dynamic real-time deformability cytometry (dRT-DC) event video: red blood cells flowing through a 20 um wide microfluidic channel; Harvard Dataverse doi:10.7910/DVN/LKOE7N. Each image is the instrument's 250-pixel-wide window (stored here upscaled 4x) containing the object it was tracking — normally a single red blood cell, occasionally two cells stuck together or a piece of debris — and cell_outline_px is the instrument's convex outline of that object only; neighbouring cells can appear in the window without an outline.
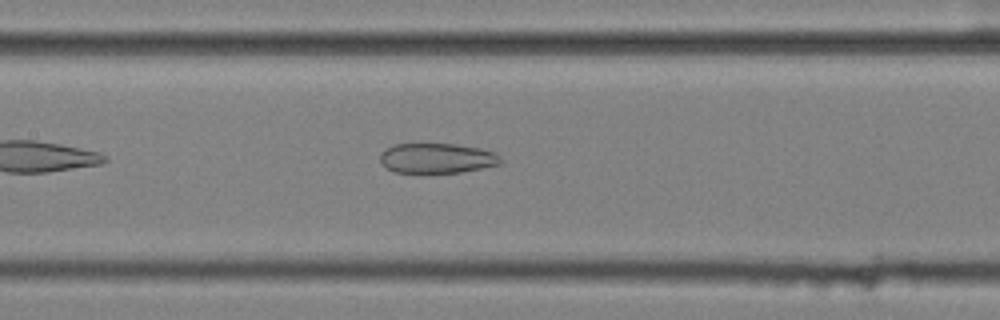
{"species": "common noctule bat (a hibernating species)", "species_latin": "Nyctalus noctula", "temperature_condition": "cold", "stored_images_in_passage": 42, "camera_frame_rate_fps": 3000, "um_per_image_px": 0.085, "animal": {"sex": "female", "body_mass_g": 25.1}, "frame": {"image": 1, "passage_image": 12, "time_ms": 3.667, "image_size_px": [1000, 320], "cell_outline_px": [[500, 164], [460, 172], [392, 172], [380, 160], [380, 152], [392, 144], [456, 144], [480, 148], [496, 152], [500, 156]], "centroid_in_image_um": [37.13, 13.43], "position_along_channel_um": 170.3, "area_um2": 20.92}}
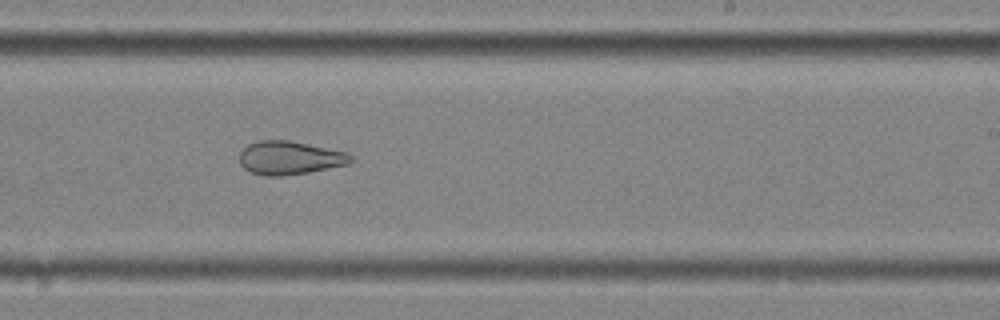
{"frame": {"image": 2, "passage_image": 20, "time_ms": 6.333, "image_size_px": [1000, 320], "cell_outline_px": [[352, 160], [348, 164], [308, 172], [280, 176], [264, 176], [252, 172], [244, 168], [240, 164], [240, 152], [248, 144], [256, 140], [288, 140], [344, 152], [352, 156]], "centroid_in_image_um": [24.57, 13.42], "position_along_channel_um": 264.4, "area_um2": 21.39}}
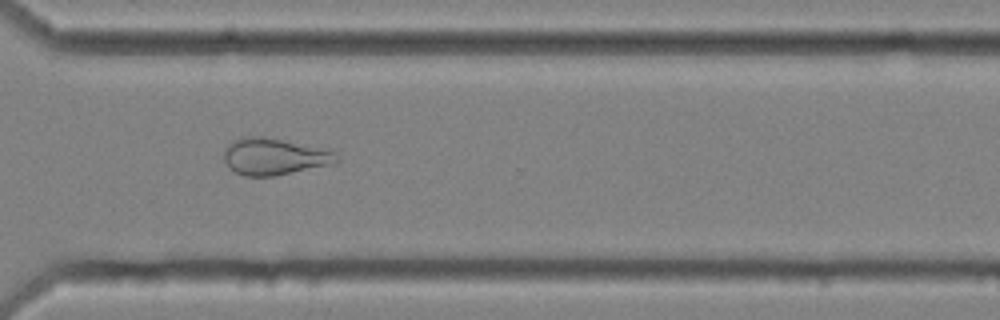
{"frame": {"image": 3, "passage_image": 27, "time_ms": 8.667, "image_size_px": [1000, 320], "cell_outline_px": [[340, 160], [336, 164], [276, 176], [244, 176], [236, 172], [224, 160], [224, 148], [232, 140], [248, 136], [264, 136], [328, 148], [336, 152]], "centroid_in_image_um": [23.4, 13.3], "position_along_channel_um": 347.2, "area_um2": 24.68}, "authors_computed_cell_mechanics": {"area_um2": 26.4146, "velocity_mm_per_s": 3.5355, "shape_relaxation_time_tau1_ms": null, "shape_relaxation_time_tau2_ms": 3.5579, "deformation_change_tau1": null, "deformation_change_tau2": 0.1176}}